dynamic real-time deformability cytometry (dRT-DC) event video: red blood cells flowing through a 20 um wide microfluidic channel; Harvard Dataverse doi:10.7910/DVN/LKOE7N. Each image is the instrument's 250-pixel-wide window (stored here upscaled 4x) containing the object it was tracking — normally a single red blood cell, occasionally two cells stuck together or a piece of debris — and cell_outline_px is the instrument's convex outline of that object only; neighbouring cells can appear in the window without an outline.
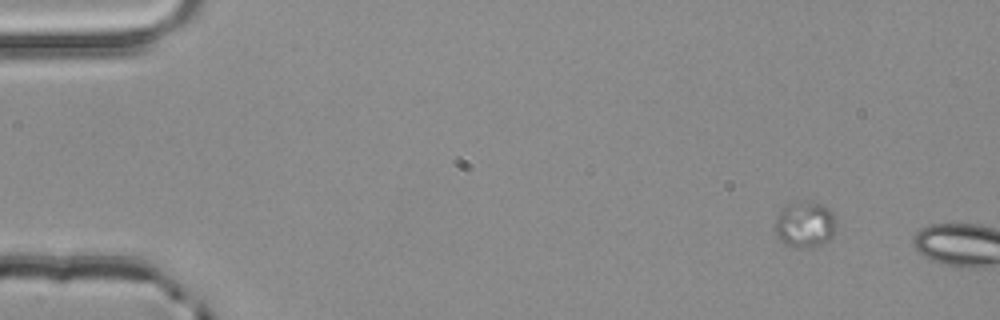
{"species": "common noctule bat (a hibernating species)", "species_latin": "Nyctalus noctula", "temperature_condition": "room temperature", "stored_images_in_passage": 2, "segment_of_instrument_passage": [1, 2], "camera_frame_rate_fps": 3000, "um_per_image_px": 0.085, "animal": {"sex": "male", "body_mass_g": 20.4}, "frame": {"image": 1, "passage_image": 1, "time_ms": 0.0, "image_size_px": [1000, 320], "cell_outline_px": [[836, 228], [832, 236], [828, 240], [808, 248], [796, 248], [784, 244], [780, 240], [776, 232], [776, 220], [780, 212], [792, 200], [804, 200], [820, 204], [828, 208], [832, 212], [836, 220]], "centroid_in_image_um": [68.43, 19.06], "position_along_channel_um": 16.6, "area_um2": 16.47}}